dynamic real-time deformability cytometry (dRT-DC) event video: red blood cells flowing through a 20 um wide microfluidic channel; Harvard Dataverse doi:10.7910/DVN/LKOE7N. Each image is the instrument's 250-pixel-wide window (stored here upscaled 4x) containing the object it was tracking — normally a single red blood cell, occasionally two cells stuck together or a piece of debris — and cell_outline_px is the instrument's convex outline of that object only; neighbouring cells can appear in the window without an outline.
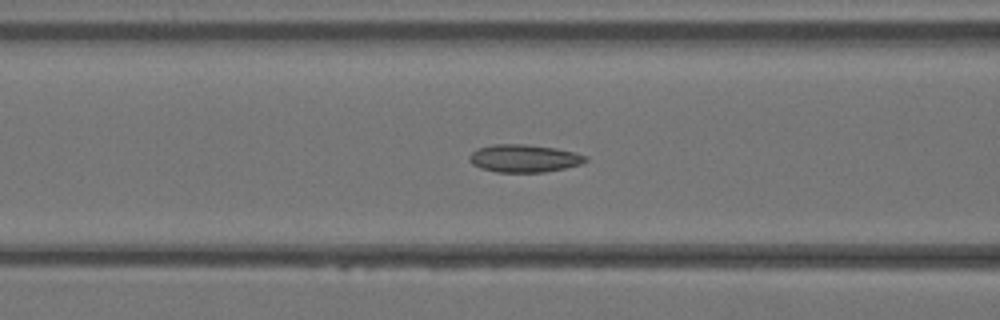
{"species": "Egyptian fruit bat (a non-hibernating species)", "species_latin": "Rousettus aegyptiacus", "temperature_condition": "warm", "stored_images_in_passage": 37, "camera_frame_rate_fps": 3000, "um_per_image_px": 0.085, "animal": {"sex": "female"}, "frame": {"image": 1, "passage_image": 15, "time_ms": 4.667, "image_size_px": [1000, 320], "cell_outline_px": [[588, 160], [580, 164], [564, 168], [544, 172], [496, 172], [480, 168], [472, 164], [468, 160], [468, 156], [476, 148], [492, 144], [524, 144], [556, 148], [588, 156]], "centroid_in_image_um": [44.5, 13.45], "position_along_channel_um": 122.1, "area_um2": 18.84}}
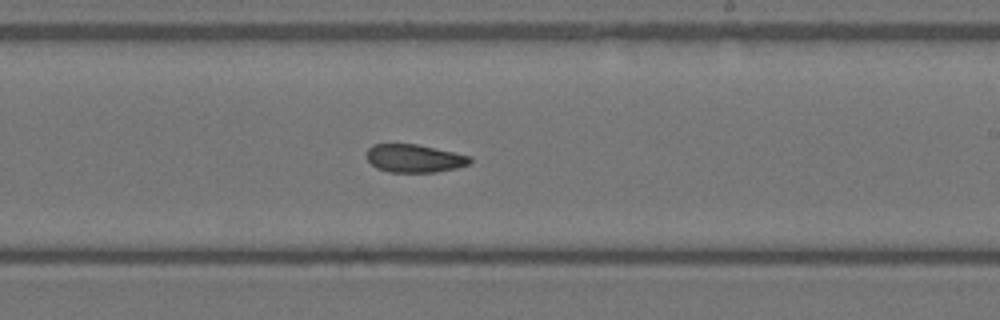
{"frame": {"image": 2, "passage_image": 22, "time_ms": 7.0, "image_size_px": [1000, 320], "cell_outline_px": [[472, 164], [456, 168], [436, 172], [388, 172], [376, 168], [364, 156], [368, 148], [372, 144], [416, 144], [472, 156]], "centroid_in_image_um": [35.22, 13.46], "position_along_channel_um": 253.8, "area_um2": 17.11}}
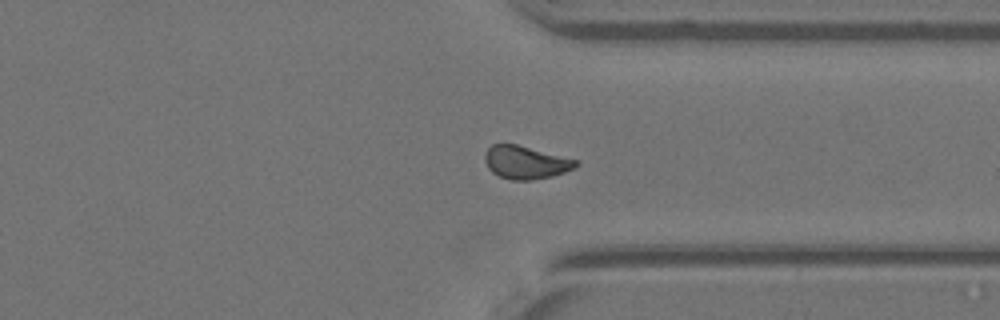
{"frame": {"image": 3, "passage_image": 28, "time_ms": 9.0, "image_size_px": [1000, 320], "cell_outline_px": [[580, 164], [564, 172], [552, 176], [532, 180], [512, 180], [500, 176], [492, 172], [488, 168], [484, 160], [484, 156], [488, 148], [492, 144], [516, 144], [580, 160]], "centroid_in_image_um": [44.69, 13.8], "position_along_channel_um": 366.7, "area_um2": 17.51}}